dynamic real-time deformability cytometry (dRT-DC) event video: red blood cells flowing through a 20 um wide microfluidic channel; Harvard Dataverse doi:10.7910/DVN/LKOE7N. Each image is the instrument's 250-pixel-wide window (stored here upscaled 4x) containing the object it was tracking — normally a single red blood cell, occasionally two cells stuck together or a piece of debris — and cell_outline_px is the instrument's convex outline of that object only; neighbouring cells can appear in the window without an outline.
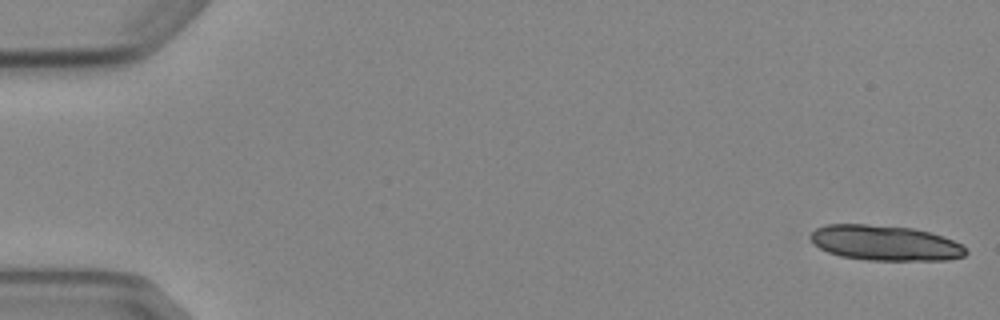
{"species": "Egyptian fruit bat (a non-hibernating species)", "species_latin": "Rousettus aegyptiacus", "temperature_condition": "cold", "stored_images_in_passage": 4, "camera_frame_rate_fps": 3000, "um_per_image_px": 0.085, "animal": {"sex": "female"}, "frame": {"image": 1, "passage_image": 1, "time_ms": 0.0, "image_size_px": [1000, 320], "cell_outline_px": [[968, 252], [964, 256], [948, 260], [868, 260], [840, 256], [828, 252], [812, 244], [808, 236], [816, 228], [828, 224], [868, 224], [912, 228], [928, 232], [952, 240], [960, 244]], "centroid_in_image_um": [75.18, 20.65], "position_along_channel_um": 9.8, "area_um2": 31.85}}